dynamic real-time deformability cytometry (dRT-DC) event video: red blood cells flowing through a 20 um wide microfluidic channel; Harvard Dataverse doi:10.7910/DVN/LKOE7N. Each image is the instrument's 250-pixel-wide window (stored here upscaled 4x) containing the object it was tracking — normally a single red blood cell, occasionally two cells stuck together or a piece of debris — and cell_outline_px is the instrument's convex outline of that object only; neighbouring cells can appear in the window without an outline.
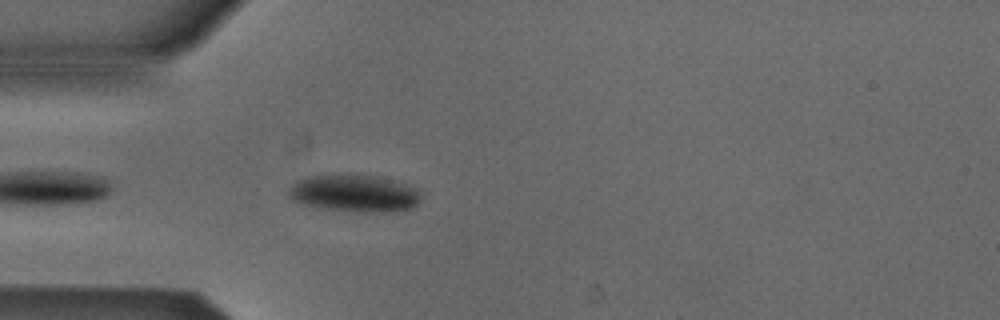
{"species": "Egyptian fruit bat (a non-hibernating species)", "species_latin": "Rousettus aegyptiacus", "temperature_condition": "cold", "stored_images_in_passage": 25, "camera_frame_rate_fps": 3000, "um_per_image_px": 0.085, "animal": {"sex": "male"}, "frame": {"image": 1, "passage_image": 4, "time_ms": 1.0, "image_size_px": [1000, 320], "cell_outline_px": [[420, 200], [412, 208], [396, 212], [356, 212], [316, 208], [292, 200], [288, 196], [288, 188], [296, 180], [304, 176], [344, 172], [348, 172], [380, 176], [404, 184], [412, 188], [420, 196]], "centroid_in_image_um": [30.02, 16.4], "position_along_channel_um": 55.0, "area_um2": 29.65}}
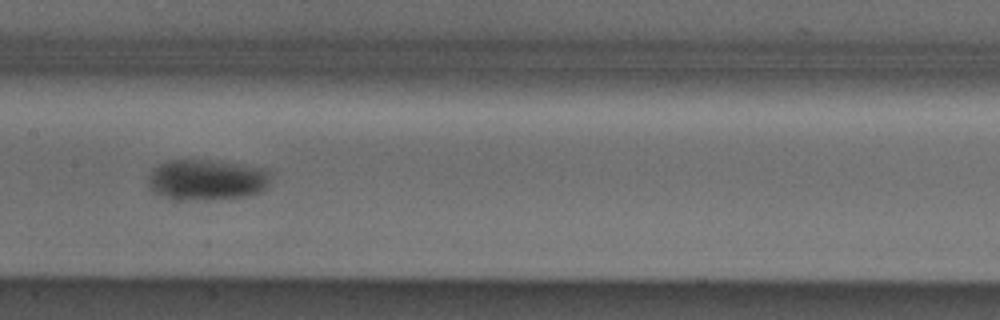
{"frame": {"image": 2, "passage_image": 15, "time_ms": 4.667, "image_size_px": [1000, 320], "cell_outline_px": [[272, 180], [264, 192], [252, 196], [228, 200], [176, 204], [148, 188], [148, 176], [160, 164], [172, 160], [204, 160], [236, 164], [264, 168], [272, 172]], "centroid_in_image_um": [17.62, 15.39], "position_along_channel_um": 189.8, "area_um2": 30.81}}
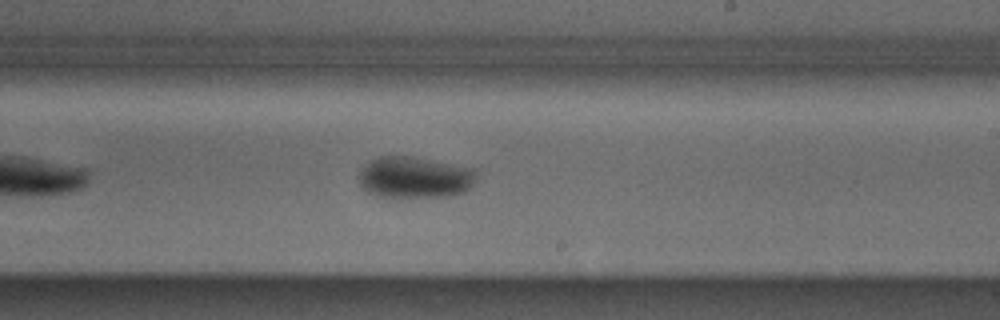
{"frame": {"image": 3, "passage_image": 20, "time_ms": 6.333, "image_size_px": [1000, 320], "cell_outline_px": [[476, 176], [472, 184], [464, 192], [448, 196], [376, 196], [360, 188], [360, 172], [376, 156], [412, 156], [472, 168], [476, 172]], "centroid_in_image_um": [35.24, 15.07], "position_along_channel_um": 253.8, "area_um2": 27.98}}